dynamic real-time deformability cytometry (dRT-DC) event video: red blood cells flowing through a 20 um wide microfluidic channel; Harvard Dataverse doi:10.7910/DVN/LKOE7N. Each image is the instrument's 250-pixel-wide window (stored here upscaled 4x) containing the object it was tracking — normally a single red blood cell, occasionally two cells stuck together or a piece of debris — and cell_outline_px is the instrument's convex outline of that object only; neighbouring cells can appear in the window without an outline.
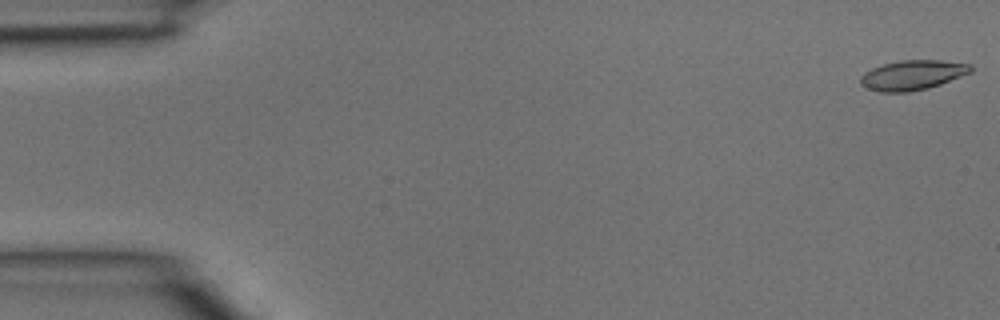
{"species": "common noctule bat (a hibernating species)", "species_latin": "Nyctalus noctula", "temperature_condition": "room temperature", "stored_images_in_passage": 39, "camera_frame_rate_fps": 3000, "um_per_image_px": 0.085, "animal": {"sex": "male", "body_mass_g": 15.6}, "frame": {"image": 1, "passage_image": 1, "time_ms": 0.0, "image_size_px": [1000, 320], "cell_outline_px": [[972, 72], [940, 84], [928, 88], [908, 92], [880, 92], [864, 88], [860, 84], [860, 76], [864, 72], [872, 68], [884, 64], [900, 60], [940, 60], [972, 64]], "centroid_in_image_um": [77.54, 6.38], "position_along_channel_um": 7.5, "area_um2": 19.25}}
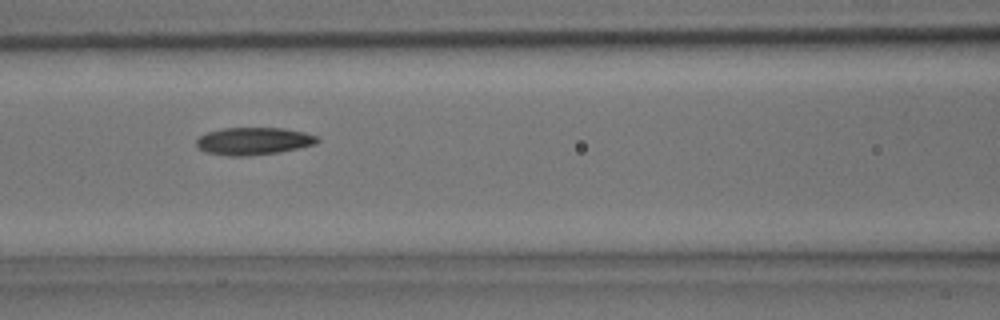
{"frame": {"image": 2, "passage_image": 17, "time_ms": 5.333, "image_size_px": [1000, 320], "cell_outline_px": [[320, 140], [316, 144], [280, 152], [248, 156], [228, 156], [204, 152], [196, 144], [196, 140], [200, 136], [208, 132], [224, 128], [284, 128], [304, 132], [316, 136]], "centroid_in_image_um": [21.55, 12.0], "position_along_channel_um": 145.0, "area_um2": 19.36}}
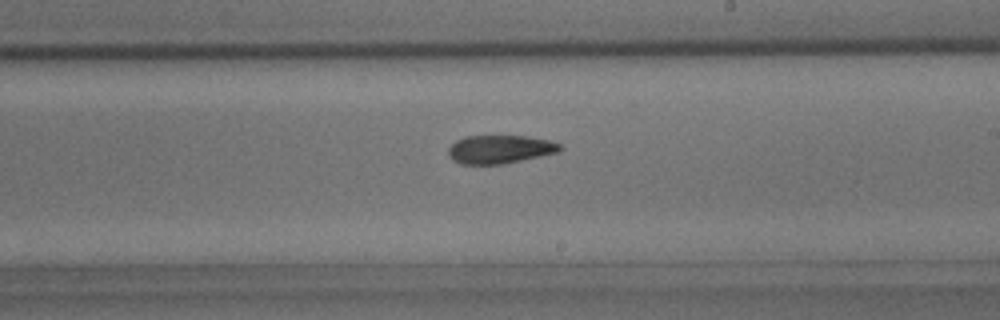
{"frame": {"image": 3, "passage_image": 23, "time_ms": 7.333, "image_size_px": [1000, 320], "cell_outline_px": [[564, 148], [560, 152], [504, 164], [460, 164], [452, 160], [448, 156], [448, 148], [456, 140], [464, 136], [528, 136], [548, 140], [560, 144]], "centroid_in_image_um": [42.49, 12.69], "position_along_channel_um": 246.5, "area_um2": 18.67}}